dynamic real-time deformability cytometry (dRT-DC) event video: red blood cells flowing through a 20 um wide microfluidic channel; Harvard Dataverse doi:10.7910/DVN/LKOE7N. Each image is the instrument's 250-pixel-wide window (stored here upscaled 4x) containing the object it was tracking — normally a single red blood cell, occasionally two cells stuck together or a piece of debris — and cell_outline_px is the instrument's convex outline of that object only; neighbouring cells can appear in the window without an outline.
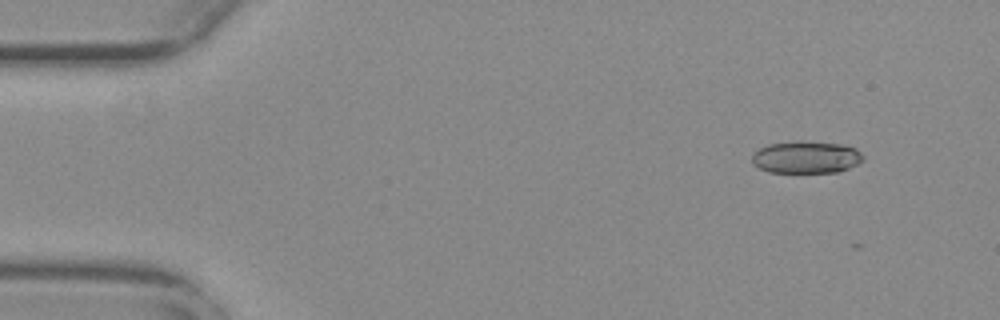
{"species": "common noctule bat (a hibernating species)", "species_latin": "Nyctalus noctula", "temperature_condition": "warm", "stored_images_in_passage": 5, "camera_frame_rate_fps": 3000, "um_per_image_px": 0.085, "animal": {"sex": "female", "body_mass_g": 29.2, "forearm_length_mm": 56.3}, "frame": {"image": 1, "passage_image": 1, "time_ms": 0.0, "image_size_px": [1000, 320], "cell_outline_px": [[864, 160], [848, 168], [836, 172], [768, 172], [752, 164], [752, 156], [760, 148], [768, 144], [796, 140], [840, 144], [856, 148], [864, 156]], "centroid_in_image_um": [68.52, 13.35], "position_along_channel_um": 16.5, "area_um2": 20.87}}